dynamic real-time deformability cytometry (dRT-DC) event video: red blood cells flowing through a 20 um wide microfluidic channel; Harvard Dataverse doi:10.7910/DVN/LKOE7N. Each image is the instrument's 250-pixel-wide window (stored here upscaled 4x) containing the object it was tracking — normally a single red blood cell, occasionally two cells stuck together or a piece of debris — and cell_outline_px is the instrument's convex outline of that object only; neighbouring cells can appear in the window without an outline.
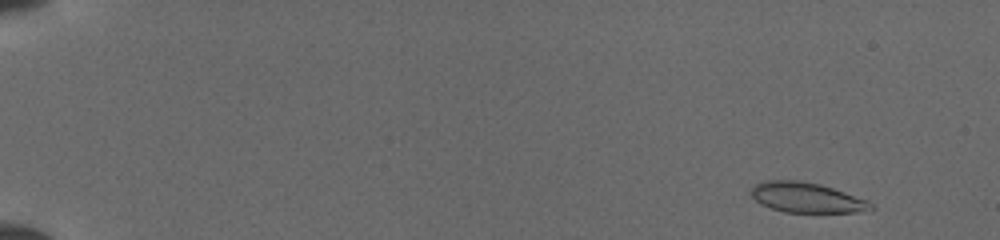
{"species": "common noctule bat (a hibernating species)", "species_latin": "Nyctalus noctula", "temperature_condition": "cold", "stored_images_in_passage": 10, "camera_frame_rate_fps": 3000, "um_per_image_px": 0.085, "animal": {"sex": "female", "body_mass_g": 19.5, "forearm_length_mm": 54.1}, "frame": {"image": 1, "passage_image": 2, "time_ms": 0.667, "image_size_px": [1000, 240], "cell_outline_px": [[876, 208], [872, 212], [784, 212], [760, 204], [748, 192], [756, 184], [768, 180], [800, 180], [820, 184], [868, 200]], "centroid_in_image_um": [68.6, 16.8], "position_along_channel_um": 16.4, "area_um2": 21.15}}
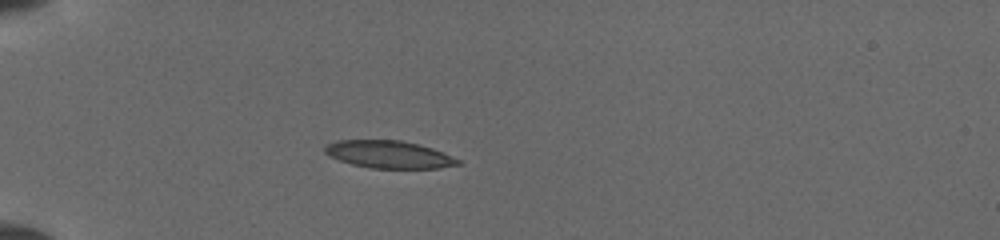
{"frame": {"image": 2, "passage_image": 8, "time_ms": 4.667, "image_size_px": [1000, 240], "cell_outline_px": [[464, 164], [440, 168], [372, 168], [352, 164], [328, 156], [324, 152], [324, 148], [328, 144], [336, 140], [400, 140], [432, 148], [460, 160]], "centroid_in_image_um": [33.06, 13.13], "position_along_channel_um": 51.9, "area_um2": 21.21}}
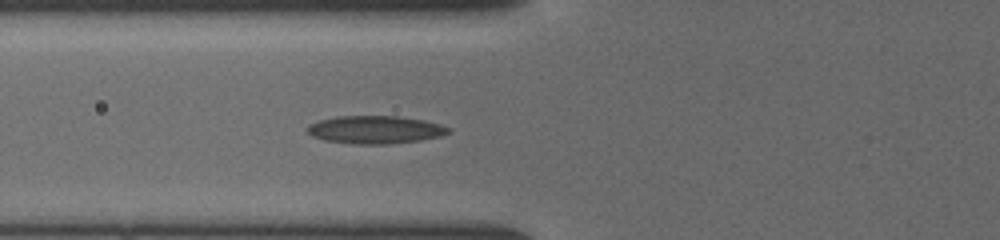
{"frame": {"image": 3, "passage_image": 10, "time_ms": 6.333, "image_size_px": [1000, 240], "cell_outline_px": [[452, 132], [440, 136], [420, 140], [388, 144], [352, 144], [324, 140], [312, 136], [304, 128], [308, 124], [320, 120], [336, 116], [396, 116], [424, 120], [440, 124], [452, 128]], "centroid_in_image_um": [31.88, 11.02], "position_along_channel_um": 93.9, "area_um2": 23.12}}